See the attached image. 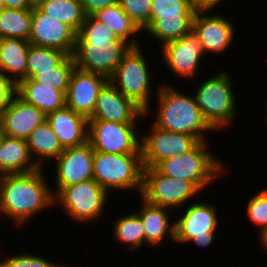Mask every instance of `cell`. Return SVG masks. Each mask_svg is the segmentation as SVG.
Wrapping results in <instances>:
<instances>
[{
    "label": "cell",
    "mask_w": 267,
    "mask_h": 267,
    "mask_svg": "<svg viewBox=\"0 0 267 267\" xmlns=\"http://www.w3.org/2000/svg\"><path fill=\"white\" fill-rule=\"evenodd\" d=\"M44 172L40 168L30 173L0 176V218L7 217L16 228H22L34 215L55 206Z\"/></svg>",
    "instance_id": "obj_1"
},
{
    "label": "cell",
    "mask_w": 267,
    "mask_h": 267,
    "mask_svg": "<svg viewBox=\"0 0 267 267\" xmlns=\"http://www.w3.org/2000/svg\"><path fill=\"white\" fill-rule=\"evenodd\" d=\"M155 95L158 102L157 115L152 122L155 127L190 134L199 141L207 140V131L215 132L205 120L194 95L183 94L169 83L158 86Z\"/></svg>",
    "instance_id": "obj_2"
},
{
    "label": "cell",
    "mask_w": 267,
    "mask_h": 267,
    "mask_svg": "<svg viewBox=\"0 0 267 267\" xmlns=\"http://www.w3.org/2000/svg\"><path fill=\"white\" fill-rule=\"evenodd\" d=\"M208 140L199 141L190 151L169 157L154 168L161 174L191 181L200 191L207 189L216 178L225 173L226 164L209 148Z\"/></svg>",
    "instance_id": "obj_3"
},
{
    "label": "cell",
    "mask_w": 267,
    "mask_h": 267,
    "mask_svg": "<svg viewBox=\"0 0 267 267\" xmlns=\"http://www.w3.org/2000/svg\"><path fill=\"white\" fill-rule=\"evenodd\" d=\"M232 86V77L226 70H221L203 83H197L194 94L196 103L216 132L232 125L237 115V98Z\"/></svg>",
    "instance_id": "obj_4"
},
{
    "label": "cell",
    "mask_w": 267,
    "mask_h": 267,
    "mask_svg": "<svg viewBox=\"0 0 267 267\" xmlns=\"http://www.w3.org/2000/svg\"><path fill=\"white\" fill-rule=\"evenodd\" d=\"M141 48L142 46L130 48L109 81L124 96L138 105L144 111V116L147 118L150 113L152 114L150 98L155 96L152 95L155 92L153 87H151L153 75H151L152 72L148 69V60L145 58L147 56L143 55L144 53Z\"/></svg>",
    "instance_id": "obj_5"
},
{
    "label": "cell",
    "mask_w": 267,
    "mask_h": 267,
    "mask_svg": "<svg viewBox=\"0 0 267 267\" xmlns=\"http://www.w3.org/2000/svg\"><path fill=\"white\" fill-rule=\"evenodd\" d=\"M142 154H108L94 151L93 179L108 193L113 190H142Z\"/></svg>",
    "instance_id": "obj_6"
},
{
    "label": "cell",
    "mask_w": 267,
    "mask_h": 267,
    "mask_svg": "<svg viewBox=\"0 0 267 267\" xmlns=\"http://www.w3.org/2000/svg\"><path fill=\"white\" fill-rule=\"evenodd\" d=\"M195 12L191 0H152L150 25L144 32L159 46L180 39L191 32Z\"/></svg>",
    "instance_id": "obj_7"
},
{
    "label": "cell",
    "mask_w": 267,
    "mask_h": 267,
    "mask_svg": "<svg viewBox=\"0 0 267 267\" xmlns=\"http://www.w3.org/2000/svg\"><path fill=\"white\" fill-rule=\"evenodd\" d=\"M108 193L94 179L62 188L55 197L68 218L80 224L100 219L107 206Z\"/></svg>",
    "instance_id": "obj_8"
},
{
    "label": "cell",
    "mask_w": 267,
    "mask_h": 267,
    "mask_svg": "<svg viewBox=\"0 0 267 267\" xmlns=\"http://www.w3.org/2000/svg\"><path fill=\"white\" fill-rule=\"evenodd\" d=\"M131 47L124 40H76L72 56L77 68L109 80Z\"/></svg>",
    "instance_id": "obj_9"
},
{
    "label": "cell",
    "mask_w": 267,
    "mask_h": 267,
    "mask_svg": "<svg viewBox=\"0 0 267 267\" xmlns=\"http://www.w3.org/2000/svg\"><path fill=\"white\" fill-rule=\"evenodd\" d=\"M201 192L191 181L175 179L159 173L155 168L143 169L141 198L147 203L172 209L186 206ZM193 198V199H192Z\"/></svg>",
    "instance_id": "obj_10"
},
{
    "label": "cell",
    "mask_w": 267,
    "mask_h": 267,
    "mask_svg": "<svg viewBox=\"0 0 267 267\" xmlns=\"http://www.w3.org/2000/svg\"><path fill=\"white\" fill-rule=\"evenodd\" d=\"M136 123L89 121L88 141L94 151L108 154H142Z\"/></svg>",
    "instance_id": "obj_11"
},
{
    "label": "cell",
    "mask_w": 267,
    "mask_h": 267,
    "mask_svg": "<svg viewBox=\"0 0 267 267\" xmlns=\"http://www.w3.org/2000/svg\"><path fill=\"white\" fill-rule=\"evenodd\" d=\"M148 130L141 135L143 168H154L169 157L190 151L199 142L193 135L162 130L153 124Z\"/></svg>",
    "instance_id": "obj_12"
},
{
    "label": "cell",
    "mask_w": 267,
    "mask_h": 267,
    "mask_svg": "<svg viewBox=\"0 0 267 267\" xmlns=\"http://www.w3.org/2000/svg\"><path fill=\"white\" fill-rule=\"evenodd\" d=\"M213 13L196 11L192 20L191 31L199 40L205 54L216 53L215 55L218 56L220 53L226 52L232 45L236 25L220 13Z\"/></svg>",
    "instance_id": "obj_13"
},
{
    "label": "cell",
    "mask_w": 267,
    "mask_h": 267,
    "mask_svg": "<svg viewBox=\"0 0 267 267\" xmlns=\"http://www.w3.org/2000/svg\"><path fill=\"white\" fill-rule=\"evenodd\" d=\"M94 150L89 141L64 148L62 154L55 159L54 196L64 187L93 179Z\"/></svg>",
    "instance_id": "obj_14"
},
{
    "label": "cell",
    "mask_w": 267,
    "mask_h": 267,
    "mask_svg": "<svg viewBox=\"0 0 267 267\" xmlns=\"http://www.w3.org/2000/svg\"><path fill=\"white\" fill-rule=\"evenodd\" d=\"M161 50L163 63L176 79L180 77L191 80L199 75V66L205 53L192 31L180 39L165 43Z\"/></svg>",
    "instance_id": "obj_15"
},
{
    "label": "cell",
    "mask_w": 267,
    "mask_h": 267,
    "mask_svg": "<svg viewBox=\"0 0 267 267\" xmlns=\"http://www.w3.org/2000/svg\"><path fill=\"white\" fill-rule=\"evenodd\" d=\"M202 200L191 201L187 205L183 214L177 216L174 220L175 243L178 245L187 244L194 237H202L207 235H216L219 225L218 211L215 205L208 201Z\"/></svg>",
    "instance_id": "obj_16"
},
{
    "label": "cell",
    "mask_w": 267,
    "mask_h": 267,
    "mask_svg": "<svg viewBox=\"0 0 267 267\" xmlns=\"http://www.w3.org/2000/svg\"><path fill=\"white\" fill-rule=\"evenodd\" d=\"M77 33L68 25L44 14L37 6L32 9L30 44L61 50L72 56Z\"/></svg>",
    "instance_id": "obj_17"
},
{
    "label": "cell",
    "mask_w": 267,
    "mask_h": 267,
    "mask_svg": "<svg viewBox=\"0 0 267 267\" xmlns=\"http://www.w3.org/2000/svg\"><path fill=\"white\" fill-rule=\"evenodd\" d=\"M145 118L144 111L108 81L101 89L88 120L138 124L137 121Z\"/></svg>",
    "instance_id": "obj_18"
},
{
    "label": "cell",
    "mask_w": 267,
    "mask_h": 267,
    "mask_svg": "<svg viewBox=\"0 0 267 267\" xmlns=\"http://www.w3.org/2000/svg\"><path fill=\"white\" fill-rule=\"evenodd\" d=\"M108 81L102 75L75 67L65 95L66 106L89 118L94 111L101 89Z\"/></svg>",
    "instance_id": "obj_19"
},
{
    "label": "cell",
    "mask_w": 267,
    "mask_h": 267,
    "mask_svg": "<svg viewBox=\"0 0 267 267\" xmlns=\"http://www.w3.org/2000/svg\"><path fill=\"white\" fill-rule=\"evenodd\" d=\"M45 121L46 115L41 110L15 94L0 116V131L3 135L26 140Z\"/></svg>",
    "instance_id": "obj_20"
},
{
    "label": "cell",
    "mask_w": 267,
    "mask_h": 267,
    "mask_svg": "<svg viewBox=\"0 0 267 267\" xmlns=\"http://www.w3.org/2000/svg\"><path fill=\"white\" fill-rule=\"evenodd\" d=\"M63 148L79 146L88 141L89 120L67 106L46 115Z\"/></svg>",
    "instance_id": "obj_21"
},
{
    "label": "cell",
    "mask_w": 267,
    "mask_h": 267,
    "mask_svg": "<svg viewBox=\"0 0 267 267\" xmlns=\"http://www.w3.org/2000/svg\"><path fill=\"white\" fill-rule=\"evenodd\" d=\"M141 210L136 212L144 226L145 244L149 246H160L165 241V237L175 243V222L170 221V209L155 206L140 199ZM169 209V210H168Z\"/></svg>",
    "instance_id": "obj_22"
},
{
    "label": "cell",
    "mask_w": 267,
    "mask_h": 267,
    "mask_svg": "<svg viewBox=\"0 0 267 267\" xmlns=\"http://www.w3.org/2000/svg\"><path fill=\"white\" fill-rule=\"evenodd\" d=\"M40 167L33 160L25 139L1 136L0 139V176L30 173Z\"/></svg>",
    "instance_id": "obj_23"
},
{
    "label": "cell",
    "mask_w": 267,
    "mask_h": 267,
    "mask_svg": "<svg viewBox=\"0 0 267 267\" xmlns=\"http://www.w3.org/2000/svg\"><path fill=\"white\" fill-rule=\"evenodd\" d=\"M16 94L26 103L36 106L45 115L66 106L65 94L51 85L25 78L16 85Z\"/></svg>",
    "instance_id": "obj_24"
},
{
    "label": "cell",
    "mask_w": 267,
    "mask_h": 267,
    "mask_svg": "<svg viewBox=\"0 0 267 267\" xmlns=\"http://www.w3.org/2000/svg\"><path fill=\"white\" fill-rule=\"evenodd\" d=\"M30 42L18 38L0 39V73L15 85L26 78Z\"/></svg>",
    "instance_id": "obj_25"
},
{
    "label": "cell",
    "mask_w": 267,
    "mask_h": 267,
    "mask_svg": "<svg viewBox=\"0 0 267 267\" xmlns=\"http://www.w3.org/2000/svg\"><path fill=\"white\" fill-rule=\"evenodd\" d=\"M26 142L33 160L40 168L44 169H46V161H54L64 151L58 137L47 121L37 126L26 139Z\"/></svg>",
    "instance_id": "obj_26"
},
{
    "label": "cell",
    "mask_w": 267,
    "mask_h": 267,
    "mask_svg": "<svg viewBox=\"0 0 267 267\" xmlns=\"http://www.w3.org/2000/svg\"><path fill=\"white\" fill-rule=\"evenodd\" d=\"M93 16L98 21L109 26L118 38L126 41L132 47L140 46V39H138L140 35H138V33L141 30L124 12L119 4L100 9L95 12Z\"/></svg>",
    "instance_id": "obj_27"
},
{
    "label": "cell",
    "mask_w": 267,
    "mask_h": 267,
    "mask_svg": "<svg viewBox=\"0 0 267 267\" xmlns=\"http://www.w3.org/2000/svg\"><path fill=\"white\" fill-rule=\"evenodd\" d=\"M36 6L44 14L70 26L76 33L86 17L81 0H37Z\"/></svg>",
    "instance_id": "obj_28"
},
{
    "label": "cell",
    "mask_w": 267,
    "mask_h": 267,
    "mask_svg": "<svg viewBox=\"0 0 267 267\" xmlns=\"http://www.w3.org/2000/svg\"><path fill=\"white\" fill-rule=\"evenodd\" d=\"M112 222L114 239L124 244L125 247L127 246L128 251H135L143 247V244H145L144 226L136 211L128 212Z\"/></svg>",
    "instance_id": "obj_29"
},
{
    "label": "cell",
    "mask_w": 267,
    "mask_h": 267,
    "mask_svg": "<svg viewBox=\"0 0 267 267\" xmlns=\"http://www.w3.org/2000/svg\"><path fill=\"white\" fill-rule=\"evenodd\" d=\"M31 25L32 9L5 8L0 12V39L18 38L28 41Z\"/></svg>",
    "instance_id": "obj_30"
},
{
    "label": "cell",
    "mask_w": 267,
    "mask_h": 267,
    "mask_svg": "<svg viewBox=\"0 0 267 267\" xmlns=\"http://www.w3.org/2000/svg\"><path fill=\"white\" fill-rule=\"evenodd\" d=\"M67 54L61 50L30 44L26 62V78H33L40 71L55 68Z\"/></svg>",
    "instance_id": "obj_31"
},
{
    "label": "cell",
    "mask_w": 267,
    "mask_h": 267,
    "mask_svg": "<svg viewBox=\"0 0 267 267\" xmlns=\"http://www.w3.org/2000/svg\"><path fill=\"white\" fill-rule=\"evenodd\" d=\"M75 67L73 56L67 55L55 68L40 71L32 79L44 85H52L53 88L62 91L66 95L71 74Z\"/></svg>",
    "instance_id": "obj_32"
},
{
    "label": "cell",
    "mask_w": 267,
    "mask_h": 267,
    "mask_svg": "<svg viewBox=\"0 0 267 267\" xmlns=\"http://www.w3.org/2000/svg\"><path fill=\"white\" fill-rule=\"evenodd\" d=\"M76 40H122L105 23L98 21L93 15L86 16Z\"/></svg>",
    "instance_id": "obj_33"
},
{
    "label": "cell",
    "mask_w": 267,
    "mask_h": 267,
    "mask_svg": "<svg viewBox=\"0 0 267 267\" xmlns=\"http://www.w3.org/2000/svg\"><path fill=\"white\" fill-rule=\"evenodd\" d=\"M152 0H119V6L144 31L150 25Z\"/></svg>",
    "instance_id": "obj_34"
},
{
    "label": "cell",
    "mask_w": 267,
    "mask_h": 267,
    "mask_svg": "<svg viewBox=\"0 0 267 267\" xmlns=\"http://www.w3.org/2000/svg\"><path fill=\"white\" fill-rule=\"evenodd\" d=\"M246 215L259 231L267 227V188H263L248 199Z\"/></svg>",
    "instance_id": "obj_35"
},
{
    "label": "cell",
    "mask_w": 267,
    "mask_h": 267,
    "mask_svg": "<svg viewBox=\"0 0 267 267\" xmlns=\"http://www.w3.org/2000/svg\"><path fill=\"white\" fill-rule=\"evenodd\" d=\"M0 267H68V265L50 262L44 257L21 252V254L6 256L0 261Z\"/></svg>",
    "instance_id": "obj_36"
},
{
    "label": "cell",
    "mask_w": 267,
    "mask_h": 267,
    "mask_svg": "<svg viewBox=\"0 0 267 267\" xmlns=\"http://www.w3.org/2000/svg\"><path fill=\"white\" fill-rule=\"evenodd\" d=\"M16 94V85L0 73V116Z\"/></svg>",
    "instance_id": "obj_37"
},
{
    "label": "cell",
    "mask_w": 267,
    "mask_h": 267,
    "mask_svg": "<svg viewBox=\"0 0 267 267\" xmlns=\"http://www.w3.org/2000/svg\"><path fill=\"white\" fill-rule=\"evenodd\" d=\"M81 4L84 14L91 16L100 9L119 4V0H81Z\"/></svg>",
    "instance_id": "obj_38"
},
{
    "label": "cell",
    "mask_w": 267,
    "mask_h": 267,
    "mask_svg": "<svg viewBox=\"0 0 267 267\" xmlns=\"http://www.w3.org/2000/svg\"><path fill=\"white\" fill-rule=\"evenodd\" d=\"M223 0H191L196 11H214L213 9L222 3Z\"/></svg>",
    "instance_id": "obj_39"
},
{
    "label": "cell",
    "mask_w": 267,
    "mask_h": 267,
    "mask_svg": "<svg viewBox=\"0 0 267 267\" xmlns=\"http://www.w3.org/2000/svg\"><path fill=\"white\" fill-rule=\"evenodd\" d=\"M6 8L11 9H33L36 6L35 0H3Z\"/></svg>",
    "instance_id": "obj_40"
},
{
    "label": "cell",
    "mask_w": 267,
    "mask_h": 267,
    "mask_svg": "<svg viewBox=\"0 0 267 267\" xmlns=\"http://www.w3.org/2000/svg\"><path fill=\"white\" fill-rule=\"evenodd\" d=\"M217 235H207V236H194L192 237L188 242H194L197 246H200L201 248L209 247L213 242L216 240L215 238Z\"/></svg>",
    "instance_id": "obj_41"
},
{
    "label": "cell",
    "mask_w": 267,
    "mask_h": 267,
    "mask_svg": "<svg viewBox=\"0 0 267 267\" xmlns=\"http://www.w3.org/2000/svg\"><path fill=\"white\" fill-rule=\"evenodd\" d=\"M258 239L260 241L261 246L267 252V227L259 231Z\"/></svg>",
    "instance_id": "obj_42"
},
{
    "label": "cell",
    "mask_w": 267,
    "mask_h": 267,
    "mask_svg": "<svg viewBox=\"0 0 267 267\" xmlns=\"http://www.w3.org/2000/svg\"><path fill=\"white\" fill-rule=\"evenodd\" d=\"M5 4H4V1L3 0H0V12L5 9Z\"/></svg>",
    "instance_id": "obj_43"
},
{
    "label": "cell",
    "mask_w": 267,
    "mask_h": 267,
    "mask_svg": "<svg viewBox=\"0 0 267 267\" xmlns=\"http://www.w3.org/2000/svg\"><path fill=\"white\" fill-rule=\"evenodd\" d=\"M264 109H266V112H267V100H266V102H265V104H264ZM265 116H267V114L265 115ZM266 118V120H267V117H265ZM267 122V121H266Z\"/></svg>",
    "instance_id": "obj_44"
}]
</instances>
